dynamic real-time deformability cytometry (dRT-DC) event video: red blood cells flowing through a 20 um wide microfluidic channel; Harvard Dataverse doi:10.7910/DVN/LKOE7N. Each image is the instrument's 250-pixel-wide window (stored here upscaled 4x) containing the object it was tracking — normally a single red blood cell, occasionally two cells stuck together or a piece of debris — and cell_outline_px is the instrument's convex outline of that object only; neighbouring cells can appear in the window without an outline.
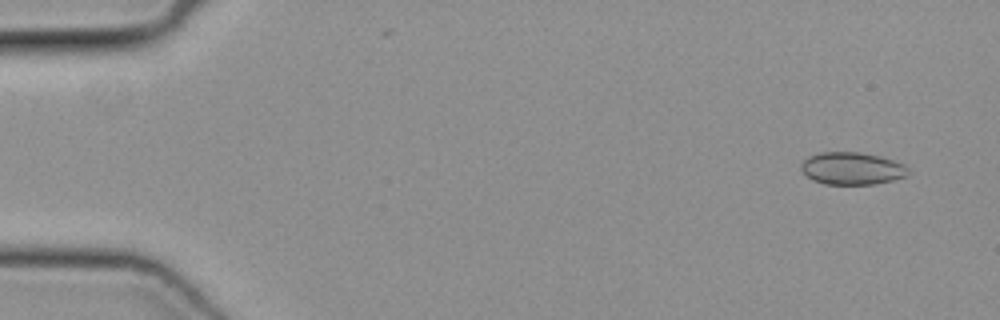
{"species": "common noctule bat (a hibernating species)", "species_latin": "Nyctalus noctula", "temperature_condition": "cold", "stored_images_in_passage": 51, "camera_frame_rate_fps": 3000, "um_per_image_px": 0.085, "animal": {"sex": "female", "body_mass_g": 19.3, "forearm_length_mm": 54.1}, "frame": {"image": 1, "passage_image": 4, "time_ms": 1.0, "image_size_px": [1000, 320], "cell_outline_px": [[908, 176], [876, 184], [824, 184], [812, 180], [800, 168], [800, 164], [808, 156], [820, 152], [860, 152], [880, 156], [904, 164], [908, 168]], "centroid_in_image_um": [72.41, 14.31], "position_along_channel_um": 12.6, "area_um2": 20.29}}
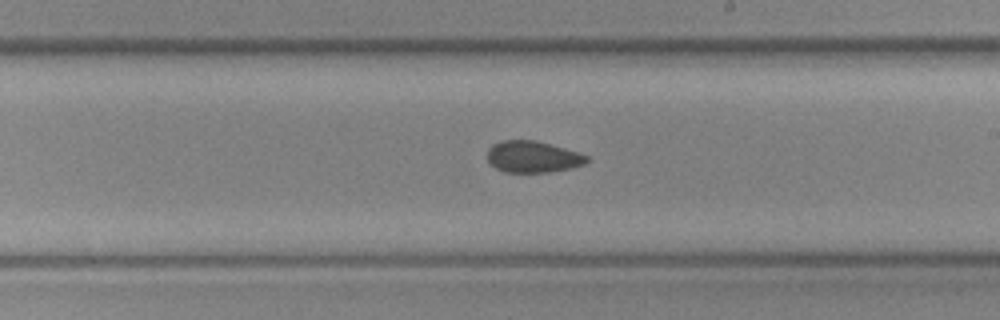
{"frame": {"image": 2, "passage_image": 30, "time_ms": 9.667, "image_size_px": [1000, 320], "cell_outline_px": [[588, 160], [584, 164], [572, 168], [548, 172], [504, 172], [496, 168], [488, 160], [488, 148], [492, 144], [504, 140], [536, 140], [564, 148], [588, 156]], "centroid_in_image_um": [45.27, 13.32], "position_along_channel_um": 243.7, "area_um2": 18.15}}
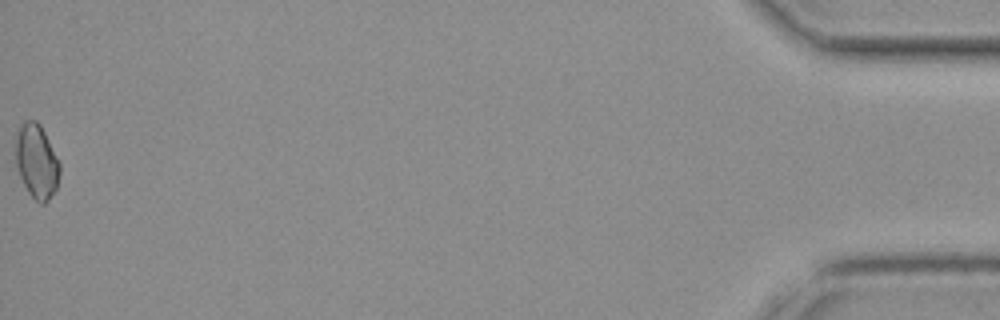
{"frame": {"image": 3, "passage_image": 51, "time_ms": 16.667, "image_size_px": [1000, 320], "cell_outline_px": [[60, 172], [56, 188], [48, 200], [44, 204], [40, 204], [28, 192], [20, 176], [16, 164], [16, 140], [20, 128], [24, 120], [36, 120], [40, 124], [60, 164]], "centroid_in_image_um": [3.12, 13.73], "position_along_channel_um": 432.1, "area_um2": 18.67}}